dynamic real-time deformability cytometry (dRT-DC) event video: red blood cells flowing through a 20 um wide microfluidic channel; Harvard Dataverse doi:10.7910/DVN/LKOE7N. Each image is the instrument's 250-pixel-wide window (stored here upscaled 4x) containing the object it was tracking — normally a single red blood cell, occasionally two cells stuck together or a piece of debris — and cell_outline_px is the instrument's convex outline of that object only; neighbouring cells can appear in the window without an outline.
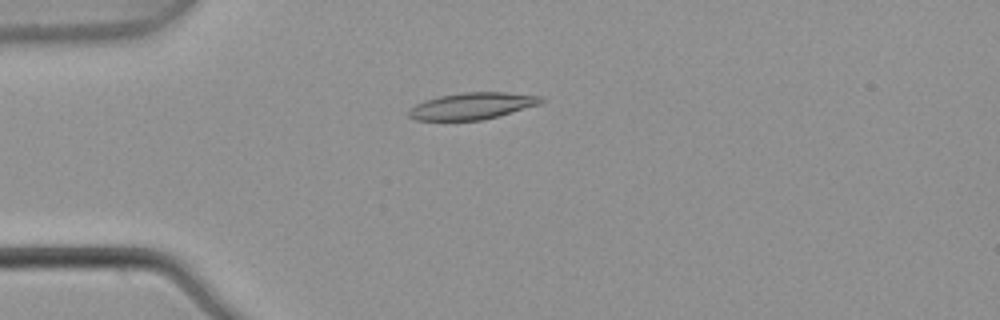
{"species": "common noctule bat (a hibernating species)", "species_latin": "Nyctalus noctula", "temperature_condition": "warm", "stored_images_in_passage": 2, "camera_frame_rate_fps": 3000, "um_per_image_px": 0.085, "animal": {"sex": "male", "body_mass_g": 21.5, "forearm_length_mm": 52.0}, "frame": {"image": 1, "passage_image": 2, "time_ms": 0.333, "image_size_px": [1000, 320], "cell_outline_px": [[544, 100], [540, 104], [484, 120], [416, 120], [408, 116], [408, 108], [424, 100], [440, 96], [464, 92], [504, 92], [540, 96]], "centroid_in_image_um": [40.1, 9.01], "position_along_channel_um": 44.9, "area_um2": 20.52}}